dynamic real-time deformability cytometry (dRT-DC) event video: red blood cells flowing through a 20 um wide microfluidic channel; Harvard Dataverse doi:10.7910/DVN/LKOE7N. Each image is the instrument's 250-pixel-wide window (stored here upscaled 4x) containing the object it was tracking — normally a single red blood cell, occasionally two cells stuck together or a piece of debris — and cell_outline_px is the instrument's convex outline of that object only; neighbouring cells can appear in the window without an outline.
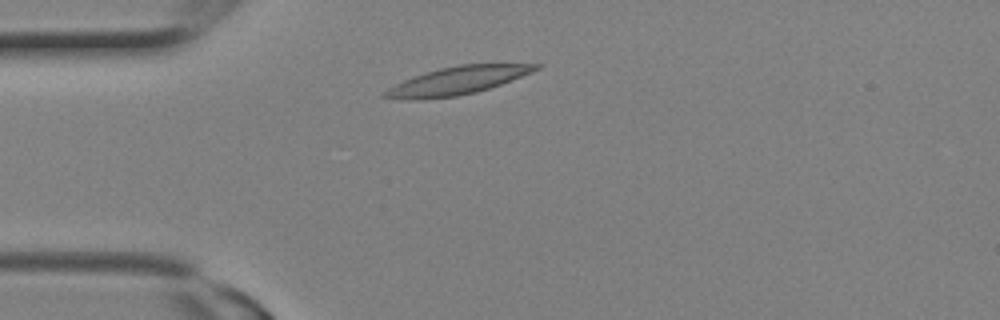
{"species": "Egyptian fruit bat (a non-hibernating species)", "species_latin": "Rousettus aegyptiacus", "temperature_condition": "room temperature", "stored_images_in_passage": 2, "camera_frame_rate_fps": 3000, "um_per_image_px": 0.085, "animal": {"sex": "female"}, "frame": {"image": 1, "passage_image": 1, "time_ms": 0.0, "image_size_px": [1000, 320], "cell_outline_px": [[544, 64], [540, 68], [532, 72], [500, 84], [476, 92], [456, 96], [420, 100], [412, 100], [380, 96], [380, 92], [412, 76], [440, 68], [460, 64]], "centroid_in_image_um": [38.83, 6.86], "position_along_channel_um": 46.2, "area_um2": 24.39}}